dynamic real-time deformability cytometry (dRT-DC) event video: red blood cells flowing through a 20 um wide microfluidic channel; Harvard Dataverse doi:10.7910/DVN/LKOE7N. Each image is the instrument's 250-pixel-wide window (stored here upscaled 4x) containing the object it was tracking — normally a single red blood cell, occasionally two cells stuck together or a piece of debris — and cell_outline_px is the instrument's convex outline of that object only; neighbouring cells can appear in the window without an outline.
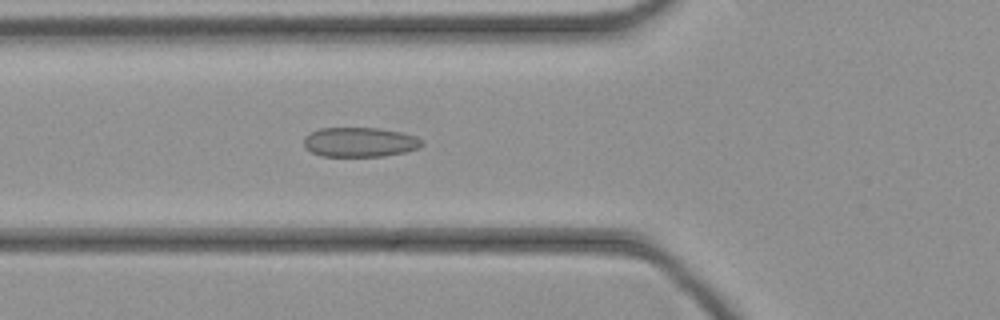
{"species": "common noctule bat (a hibernating species)", "species_latin": "Nyctalus noctula", "temperature_condition": "cold", "stored_images_in_passage": 45, "camera_frame_rate_fps": 3000, "um_per_image_px": 0.085, "animal": {"sex": "female", "body_mass_g": 21.9}, "frame": {"image": 1, "passage_image": 16, "time_ms": 5.0, "image_size_px": [1000, 320], "cell_outline_px": [[424, 144], [416, 148], [404, 152], [384, 156], [320, 156], [304, 148], [304, 136], [320, 128], [380, 128], [400, 132], [416, 136], [424, 140]], "centroid_in_image_um": [30.57, 12.08], "position_along_channel_um": 95.2, "area_um2": 20.4}}
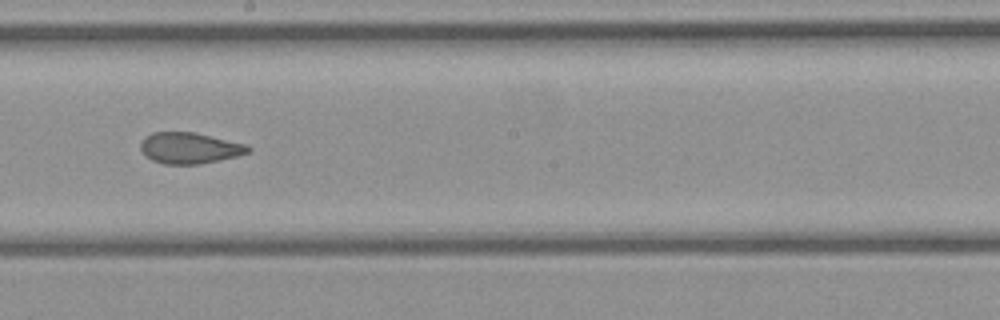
{"frame": {"image": 2, "passage_image": 25, "time_ms": 8.0, "image_size_px": [1000, 320], "cell_outline_px": [[252, 152], [220, 160], [200, 164], [164, 164], [152, 160], [140, 148], [140, 144], [144, 136], [152, 132], [196, 132], [248, 144], [252, 148]], "centroid_in_image_um": [16.17, 12.57], "position_along_channel_um": 232.0, "area_um2": 19.71}}
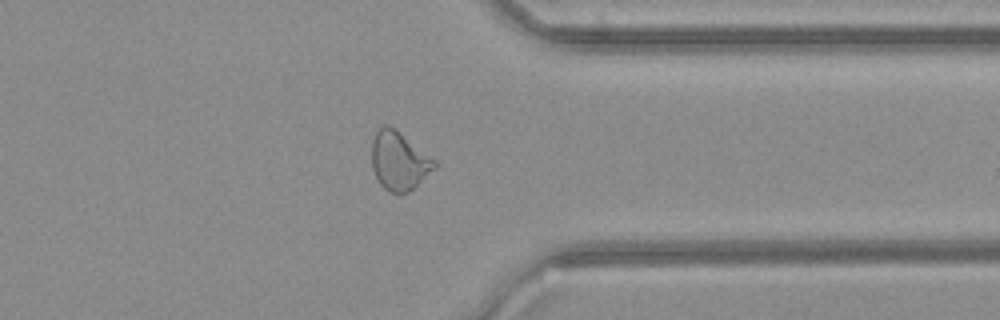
{"frame": {"image": 3, "passage_image": 35, "time_ms": 11.333, "image_size_px": [1000, 320], "cell_outline_px": [[436, 168], [408, 192], [400, 196], [388, 192], [380, 184], [372, 168], [372, 140], [380, 124], [388, 124], [436, 160]], "centroid_in_image_um": [33.9, 13.7], "position_along_channel_um": 377.5, "area_um2": 21.44}}